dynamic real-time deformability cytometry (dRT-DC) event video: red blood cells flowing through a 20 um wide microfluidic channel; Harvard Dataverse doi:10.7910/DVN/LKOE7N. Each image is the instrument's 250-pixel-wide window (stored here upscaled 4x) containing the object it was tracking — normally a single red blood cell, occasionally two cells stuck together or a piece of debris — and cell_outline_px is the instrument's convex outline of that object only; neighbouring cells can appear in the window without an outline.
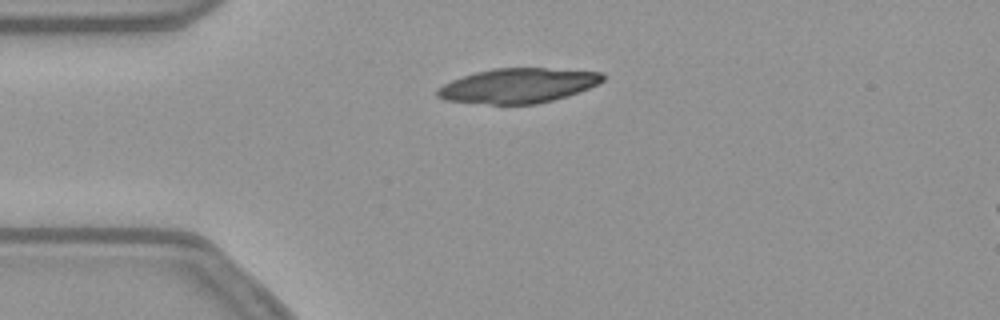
{"species": "common noctule bat (a hibernating species)", "species_latin": "Nyctalus noctula", "temperature_condition": "warm", "stored_images_in_passage": 35, "camera_frame_rate_fps": 3000, "um_per_image_px": 0.085, "animal": {"sex": "female", "body_mass_g": 21.9}, "frame": {"image": 1, "passage_image": 1, "time_ms": 0.0, "image_size_px": [1000, 320], "cell_outline_px": [[604, 80], [588, 88], [568, 96], [536, 104], [492, 104], [444, 100], [436, 96], [436, 88], [452, 80], [476, 72], [492, 68], [544, 68], [604, 72]], "centroid_in_image_um": [44.02, 7.27], "position_along_channel_um": 41.0, "area_um2": 33.35}}